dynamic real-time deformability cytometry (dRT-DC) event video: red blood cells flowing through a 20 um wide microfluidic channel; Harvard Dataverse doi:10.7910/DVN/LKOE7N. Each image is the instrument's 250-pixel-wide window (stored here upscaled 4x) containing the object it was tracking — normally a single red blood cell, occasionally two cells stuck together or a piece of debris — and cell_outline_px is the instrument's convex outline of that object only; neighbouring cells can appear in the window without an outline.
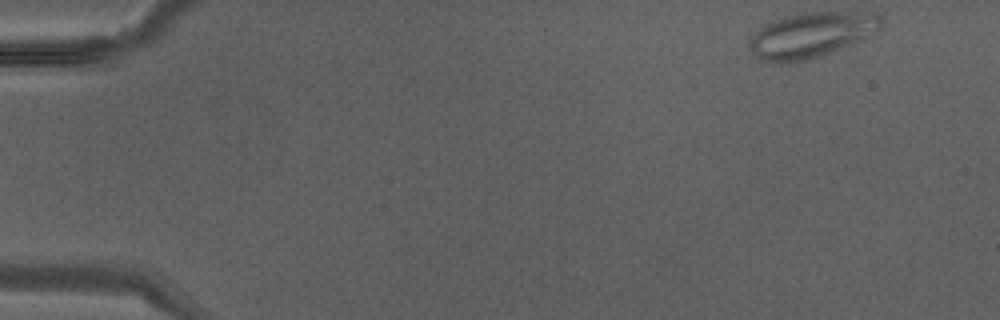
{"species": "Egyptian fruit bat (a non-hibernating species)", "species_latin": "Rousettus aegyptiacus", "temperature_condition": "warm", "stored_images_in_passage": 39, "camera_frame_rate_fps": 3000, "um_per_image_px": 0.085, "animal": {"sex": "male"}, "frame": {"image": 1, "passage_image": 1, "time_ms": 0.0, "image_size_px": [1000, 320], "cell_outline_px": [[884, 28], [860, 40], [828, 52], [804, 60], [780, 64], [772, 64], [756, 56], [752, 52], [748, 44], [748, 40], [760, 28], [772, 20], [784, 16], [804, 12], [872, 12], [880, 16]], "centroid_in_image_um": [68.95, 2.95], "position_along_channel_um": 16.1, "area_um2": 34.62}}
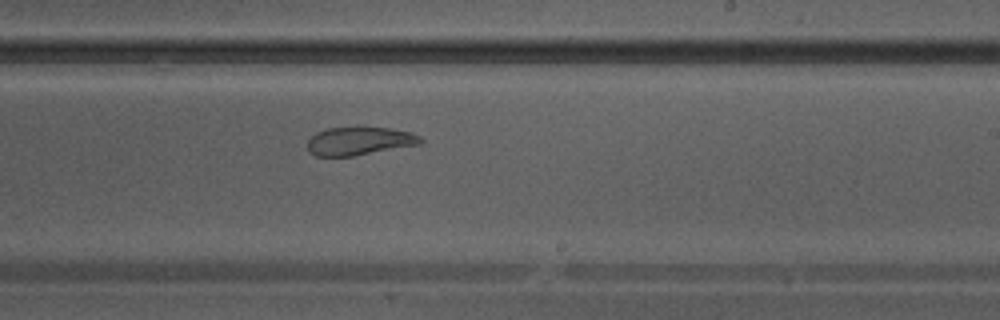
{"frame": {"image": 2, "passage_image": 23, "time_ms": 7.333, "image_size_px": [1000, 320], "cell_outline_px": [[424, 140], [420, 144], [352, 156], [316, 156], [308, 152], [308, 140], [316, 132], [328, 128], [356, 124], [392, 128], [412, 132], [420, 136]], "centroid_in_image_um": [30.55, 11.93], "position_along_channel_um": 258.4, "area_um2": 19.36}}